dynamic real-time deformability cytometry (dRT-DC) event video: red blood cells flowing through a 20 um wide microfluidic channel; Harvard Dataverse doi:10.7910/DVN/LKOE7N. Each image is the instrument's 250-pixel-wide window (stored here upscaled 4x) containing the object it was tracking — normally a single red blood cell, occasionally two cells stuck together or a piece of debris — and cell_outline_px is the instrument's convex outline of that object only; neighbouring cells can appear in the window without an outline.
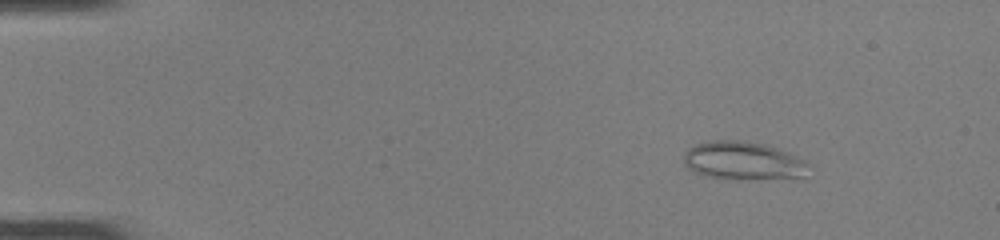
{"species": "common noctule bat (a hibernating species)", "species_latin": "Nyctalus noctula", "temperature_condition": "room temperature", "stored_images_in_passage": 49, "camera_frame_rate_fps": 3000, "um_per_image_px": 0.085, "animal": {"sex": "female", "body_mass_g": 22.0, "forearm_length_mm": 56.7}, "frame": {"image": 1, "passage_image": 6, "time_ms": 1.667, "image_size_px": [1000, 240], "cell_outline_px": [[808, 164], [804, 176], [740, 180], [728, 180], [704, 176], [688, 168], [684, 164], [684, 152], [688, 148], [696, 144], [712, 140], [736, 140], [764, 144], [788, 152], [804, 160]], "centroid_in_image_um": [63.1, 13.67], "position_along_channel_um": 21.9, "area_um2": 27.8}}
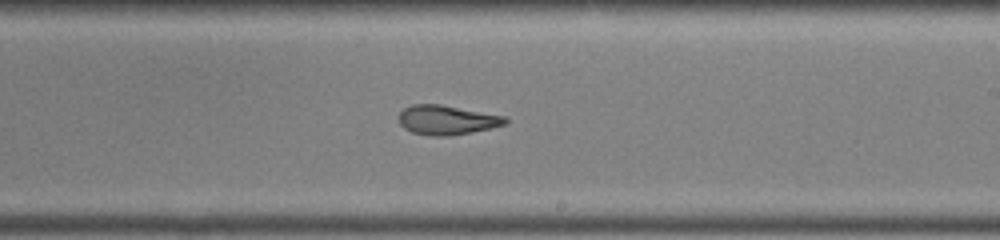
{"frame": {"image": 2, "passage_image": 30, "time_ms": 9.667, "image_size_px": [1000, 240], "cell_outline_px": [[508, 124], [492, 128], [472, 132], [448, 136], [432, 136], [412, 132], [404, 128], [400, 124], [400, 112], [404, 108], [412, 104], [440, 104], [504, 116], [508, 120]], "centroid_in_image_um": [38.0, 10.2], "position_along_channel_um": 251.0, "area_um2": 18.21}}
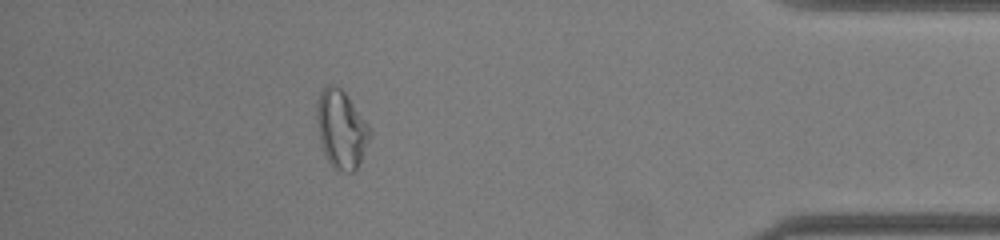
{"frame": {"image": 3, "passage_image": 44, "time_ms": 14.333, "image_size_px": [1000, 240], "cell_outline_px": [[372, 132], [356, 172], [336, 172], [332, 168], [324, 152], [320, 140], [316, 120], [316, 104], [320, 92], [328, 84], [336, 84], [348, 96], [372, 128]], "centroid_in_image_um": [29.02, 11.0], "position_along_channel_um": 406.2, "area_um2": 24.57}, "authors_computed_cell_mechanics": {"area_um2": 21.9062, "velocity_mm_per_s": 4.1401, "shape_relaxation_time_tau1_ms": null, "shape_relaxation_time_tau2_ms": 2.7482, "deformation_change_tau1": null, "deformation_change_tau2": 0.097}}